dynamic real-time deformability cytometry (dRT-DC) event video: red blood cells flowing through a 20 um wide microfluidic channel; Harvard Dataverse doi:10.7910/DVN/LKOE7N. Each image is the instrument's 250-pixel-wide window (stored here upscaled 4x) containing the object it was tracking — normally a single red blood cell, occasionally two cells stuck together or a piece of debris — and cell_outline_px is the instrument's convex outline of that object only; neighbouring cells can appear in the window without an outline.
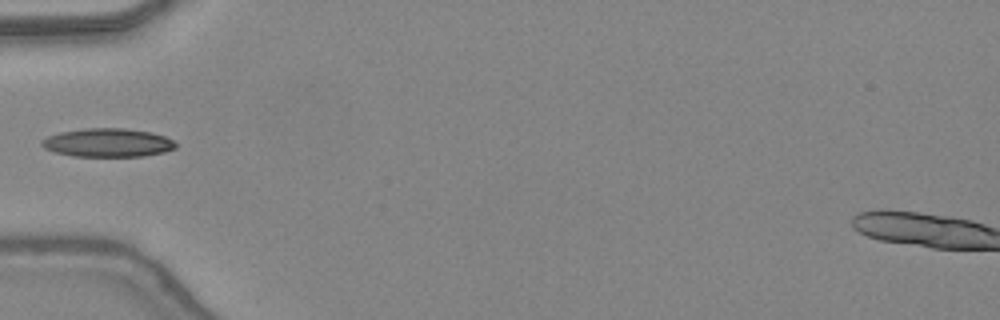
{"species": "common noctule bat (a hibernating species)", "species_latin": "Nyctalus noctula", "temperature_condition": "warm", "stored_images_in_passage": 13, "camera_frame_rate_fps": 3000, "um_per_image_px": 0.085, "animal": {"sex": "female", "body_mass_g": 24.6, "forearm_length_mm": 56.2}, "frame": {"image": 1, "passage_image": 1, "time_ms": 0.0, "image_size_px": [1000, 320], "cell_outline_px": [[176, 148], [164, 152], [144, 156], [72, 156], [56, 152], [44, 148], [40, 144], [40, 140], [48, 136], [60, 132], [84, 128], [124, 128], [152, 132], [164, 136], [172, 140], [176, 144]], "centroid_in_image_um": [9.15, 12.12], "position_along_channel_um": 75.9, "area_um2": 22.31}}
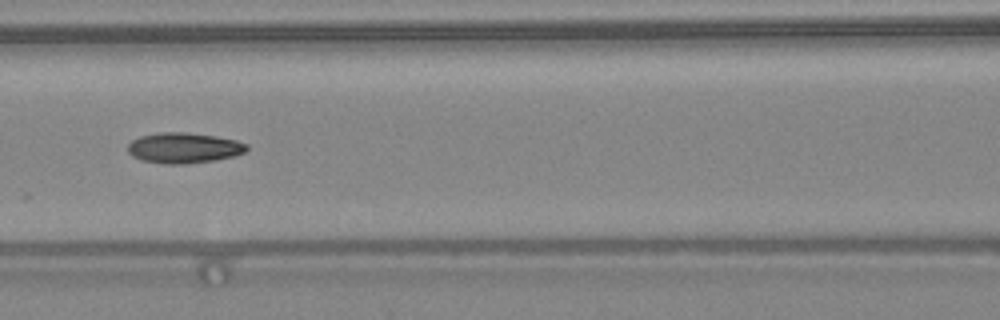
{"frame": {"image": 2, "passage_image": 6, "time_ms": 1.667, "image_size_px": [1000, 320], "cell_outline_px": [[248, 148], [244, 152], [232, 156], [216, 160], [184, 164], [164, 164], [140, 160], [132, 156], [128, 152], [128, 144], [132, 140], [140, 136], [160, 132], [184, 132], [216, 136], [236, 140], [248, 144]], "centroid_in_image_um": [15.6, 12.57], "position_along_channel_um": 151.0, "area_um2": 21.21}}
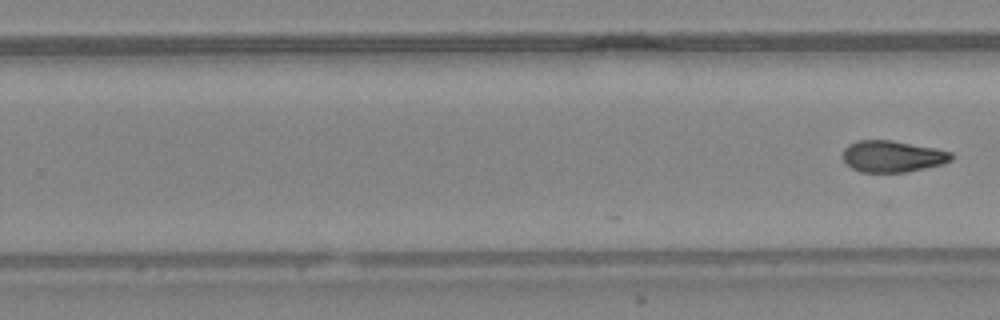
{"frame": {"image": 3, "passage_image": 13, "time_ms": 4.0, "image_size_px": [1000, 320], "cell_outline_px": [[952, 160], [940, 164], [924, 168], [904, 172], [860, 172], [852, 168], [844, 160], [844, 148], [848, 144], [856, 140], [892, 140], [936, 148], [952, 152]], "centroid_in_image_um": [75.85, 13.28], "position_along_channel_um": 254.0, "area_um2": 19.83}}